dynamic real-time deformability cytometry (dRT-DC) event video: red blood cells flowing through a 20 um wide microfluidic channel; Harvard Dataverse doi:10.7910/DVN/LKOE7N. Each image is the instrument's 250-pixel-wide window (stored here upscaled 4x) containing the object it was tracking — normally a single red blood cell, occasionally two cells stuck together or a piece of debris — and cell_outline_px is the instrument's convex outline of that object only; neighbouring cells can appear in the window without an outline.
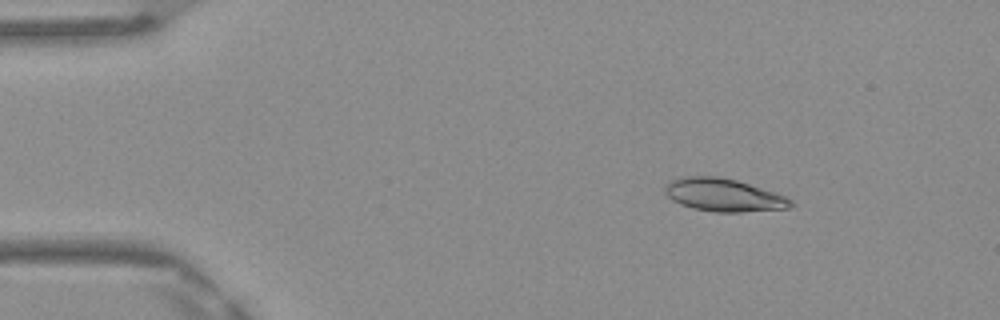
{"species": "Egyptian fruit bat (a non-hibernating species)", "species_latin": "Rousettus aegyptiacus", "temperature_condition": "warm", "stored_images_in_passage": 47, "camera_frame_rate_fps": 3000, "um_per_image_px": 0.085, "frame": {"image": 1, "passage_image": 6, "time_ms": 1.667, "image_size_px": [1000, 320], "cell_outline_px": [[792, 204], [788, 208], [740, 212], [716, 212], [692, 208], [680, 204], [672, 200], [664, 192], [664, 188], [668, 180], [680, 176], [716, 176], [736, 180], [776, 192], [792, 200]], "centroid_in_image_um": [61.45, 16.56], "position_along_channel_um": 23.6, "area_um2": 24.16}}
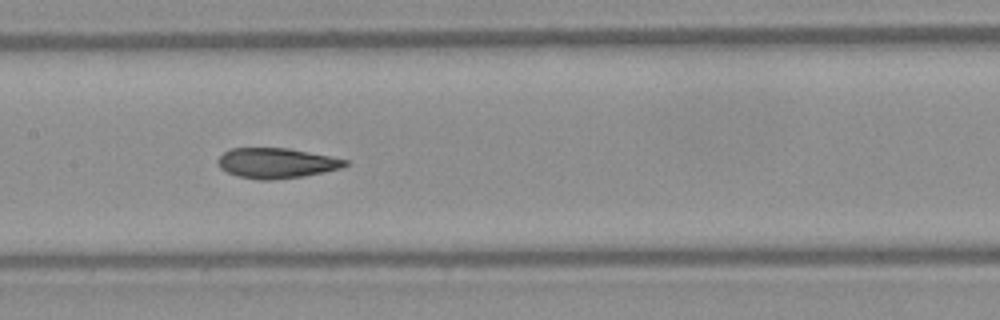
{"frame": {"image": 2, "passage_image": 23, "time_ms": 7.333, "image_size_px": [1000, 320], "cell_outline_px": [[348, 164], [340, 168], [324, 172], [304, 176], [272, 180], [260, 180], [240, 176], [228, 172], [220, 168], [216, 164], [216, 160], [224, 152], [232, 148], [288, 148], [348, 160]], "centroid_in_image_um": [23.47, 13.86], "position_along_channel_um": 183.9, "area_um2": 22.25}}
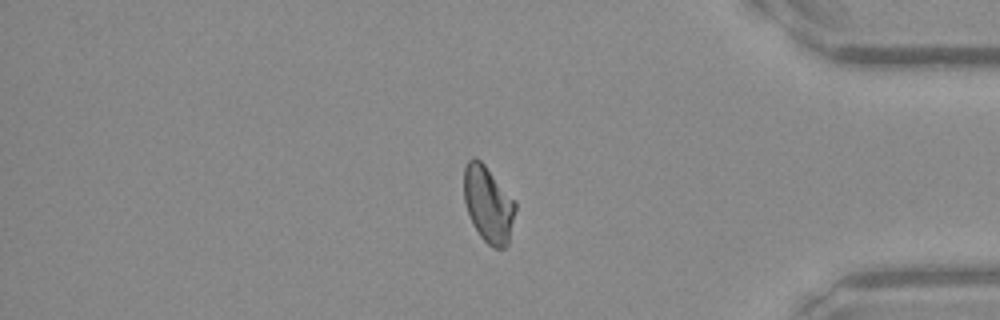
{"frame": {"image": 3, "passage_image": 40, "time_ms": 13.0, "image_size_px": [1000, 320], "cell_outline_px": [[516, 208], [508, 244], [504, 248], [492, 248], [480, 236], [472, 224], [464, 200], [464, 168], [468, 160], [472, 156], [476, 156], [484, 164], [516, 200]], "centroid_in_image_um": [41.51, 17.34], "position_along_channel_um": 393.7, "area_um2": 23.06}, "authors_computed_cell_mechanics": {"area_um2": 23.0044, "velocity_mm_per_s": 4.1761, "shape_relaxation_time_tau1_ms": null, "shape_relaxation_time_tau2_ms": 1.9346, "deformation_change_tau1": null, "deformation_change_tau2": 0.0695}}